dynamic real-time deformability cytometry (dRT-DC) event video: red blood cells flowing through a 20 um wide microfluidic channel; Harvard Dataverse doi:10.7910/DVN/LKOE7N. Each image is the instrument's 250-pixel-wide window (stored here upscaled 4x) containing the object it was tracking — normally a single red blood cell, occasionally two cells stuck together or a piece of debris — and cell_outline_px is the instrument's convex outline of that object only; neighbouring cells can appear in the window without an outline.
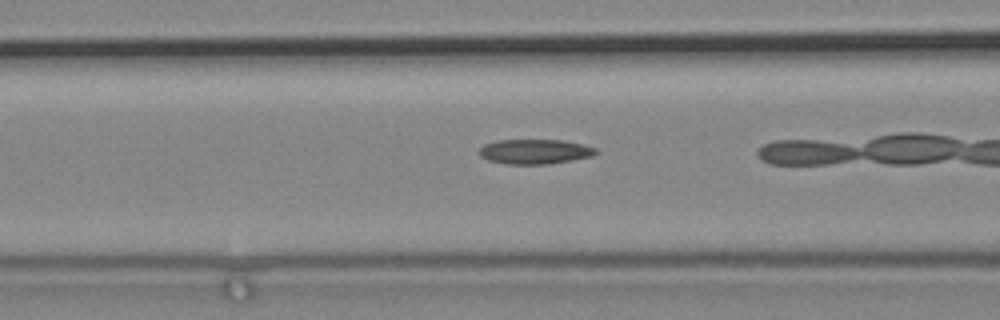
{"species": "common noctule bat (a hibernating species)", "species_latin": "Nyctalus noctula", "temperature_condition": "cold", "stored_images_in_passage": 8, "camera_frame_rate_fps": 3000, "um_per_image_px": 0.085, "animal": {"sex": "male", "body_mass_g": 19.2, "forearm_length_mm": 51.8}, "frame": {"image": 1, "passage_image": 7, "time_ms": 2.0, "image_size_px": [1000, 320], "cell_outline_px": [[600, 152], [592, 156], [572, 160], [548, 164], [508, 164], [488, 160], [480, 156], [476, 152], [484, 144], [496, 140], [564, 140], [584, 144], [596, 148]], "centroid_in_image_um": [45.46, 12.88], "position_along_channel_um": 121.1, "area_um2": 17.05}}